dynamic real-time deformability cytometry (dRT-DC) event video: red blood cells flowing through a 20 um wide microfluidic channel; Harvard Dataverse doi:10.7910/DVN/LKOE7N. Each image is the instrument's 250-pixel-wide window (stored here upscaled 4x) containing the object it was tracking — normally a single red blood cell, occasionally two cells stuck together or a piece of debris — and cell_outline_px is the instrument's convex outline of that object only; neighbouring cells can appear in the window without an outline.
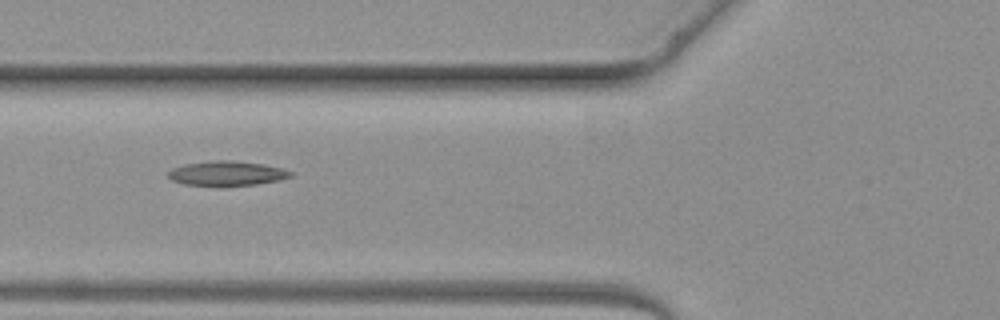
{"species": "common noctule bat (a hibernating species)", "species_latin": "Nyctalus noctula", "temperature_condition": "warm", "stored_images_in_passage": 3, "camera_frame_rate_fps": 3000, "um_per_image_px": 0.085, "animal": {"sex": "female", "body_mass_g": 19.3, "forearm_length_mm": 54.1}, "frame": {"image": 1, "passage_image": 2, "time_ms": 1.333, "image_size_px": [1000, 320], "cell_outline_px": [[292, 176], [280, 180], [256, 184], [184, 184], [172, 180], [168, 176], [168, 172], [172, 168], [184, 164], [216, 160], [228, 160], [260, 164], [280, 168], [292, 172]], "centroid_in_image_um": [19.26, 14.71], "position_along_channel_um": 106.5, "area_um2": 16.82}}
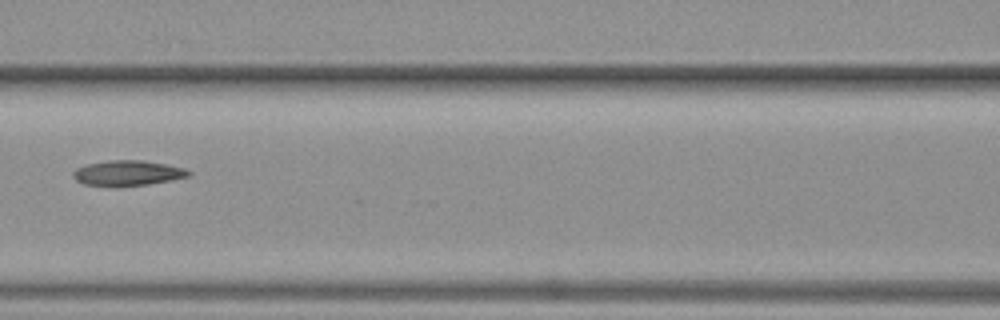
{"frame": {"image": 2, "passage_image": 3, "time_ms": 2.333, "image_size_px": [1000, 320], "cell_outline_px": [[192, 172], [188, 176], [172, 180], [148, 184], [84, 184], [76, 180], [72, 176], [72, 172], [76, 168], [84, 164], [108, 160], [144, 160], [168, 164], [184, 168]], "centroid_in_image_um": [10.86, 14.66], "position_along_channel_um": 155.7, "area_um2": 16.59}}